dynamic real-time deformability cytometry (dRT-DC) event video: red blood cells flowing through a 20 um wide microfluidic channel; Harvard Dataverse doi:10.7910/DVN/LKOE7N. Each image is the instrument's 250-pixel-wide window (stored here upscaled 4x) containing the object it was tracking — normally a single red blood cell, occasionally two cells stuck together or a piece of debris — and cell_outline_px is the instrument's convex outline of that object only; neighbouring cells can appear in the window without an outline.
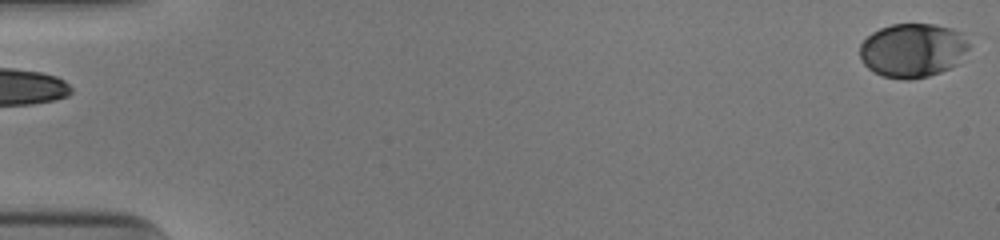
{"species": "human", "species_latin": "Homo sapiens", "temperature_condition": "cold", "stored_images_in_passage": 49, "camera_frame_rate_fps": 3000, "um_per_image_px": 0.085, "donor": {"sex": "male"}, "frame": {"image": 1, "passage_image": 1, "time_ms": 0.0, "image_size_px": [1000, 240], "cell_outline_px": [[968, 48], [956, 64], [940, 72], [928, 76], [912, 80], [904, 80], [884, 76], [868, 68], [864, 64], [860, 56], [860, 44], [872, 32], [880, 28], [892, 24], [932, 24], [952, 28], [960, 32], [968, 44]], "centroid_in_image_um": [77.55, 4.27], "position_along_channel_um": 7.5, "area_um2": 34.1}}
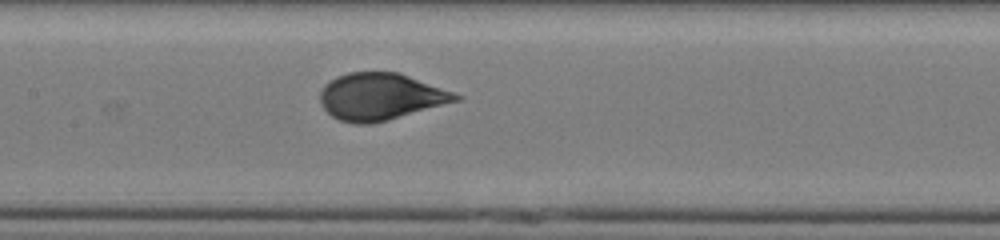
{"frame": {"image": 2, "passage_image": 27, "time_ms": 8.667, "image_size_px": [1000, 240], "cell_outline_px": [[464, 96], [460, 100], [388, 120], [372, 124], [356, 124], [340, 120], [332, 116], [320, 104], [320, 92], [324, 84], [336, 76], [348, 72], [400, 72]], "centroid_in_image_um": [32.34, 8.21], "position_along_channel_um": 175.1, "area_um2": 37.17}}
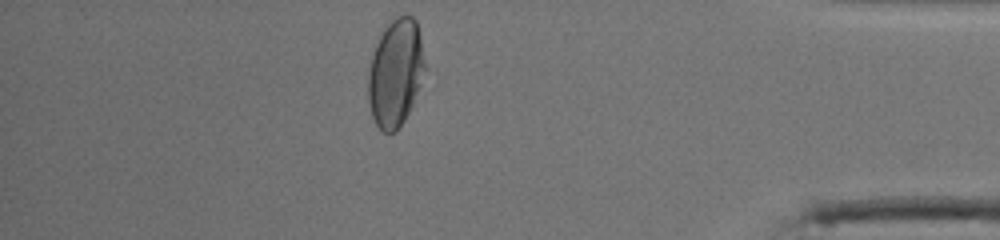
{"frame": {"image": 3, "passage_image": 47, "time_ms": 15.333, "image_size_px": [1000, 240], "cell_outline_px": [[424, 68], [420, 84], [412, 104], [404, 120], [396, 132], [384, 132], [376, 124], [372, 116], [368, 100], [368, 72], [372, 56], [376, 44], [384, 28], [396, 16], [412, 16], [416, 20], [420, 36], [424, 64]], "centroid_in_image_um": [33.59, 6.2], "position_along_channel_um": 401.6, "area_um2": 34.91}, "authors_computed_cell_mechanics": {"area_um2": 35.8938, "velocity_mm_per_s": 3.927, "shape_relaxation_time_tau1_ms": 3.3524, "shape_relaxation_time_tau2_ms": null, "deformation_change_tau1": 0.1495, "deformation_change_tau2": null}}